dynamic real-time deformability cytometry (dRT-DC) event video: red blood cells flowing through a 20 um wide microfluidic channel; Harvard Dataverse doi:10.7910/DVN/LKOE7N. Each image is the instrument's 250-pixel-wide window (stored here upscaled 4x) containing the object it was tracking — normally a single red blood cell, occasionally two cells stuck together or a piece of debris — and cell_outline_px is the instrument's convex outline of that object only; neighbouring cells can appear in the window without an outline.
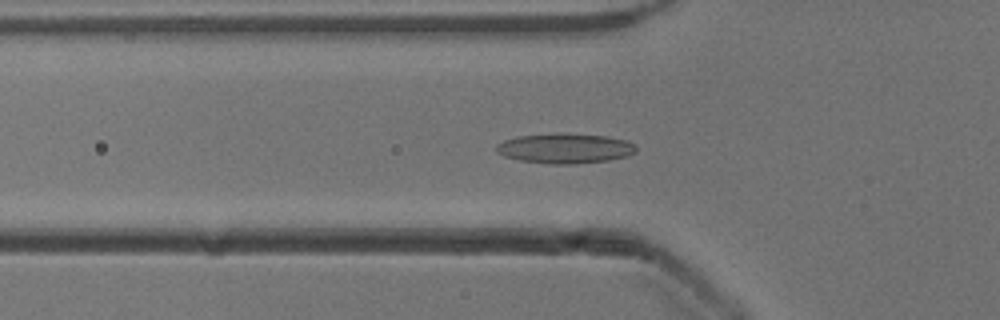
{"species": "common noctule bat (a hibernating species)", "species_latin": "Nyctalus noctula", "temperature_condition": "cold", "stored_images_in_passage": 38, "camera_frame_rate_fps": 3000, "um_per_image_px": 0.085, "animal": {"sex": "male", "body_mass_g": 13.3}, "frame": {"image": 1, "passage_image": 11, "time_ms": 3.333, "image_size_px": [1000, 320], "cell_outline_px": [[636, 152], [628, 156], [608, 160], [576, 164], [548, 164], [520, 160], [504, 156], [496, 152], [496, 144], [504, 140], [516, 136], [604, 136], [628, 140], [636, 144]], "centroid_in_image_um": [48.05, 12.66], "position_along_channel_um": 77.7, "area_um2": 23.52}}
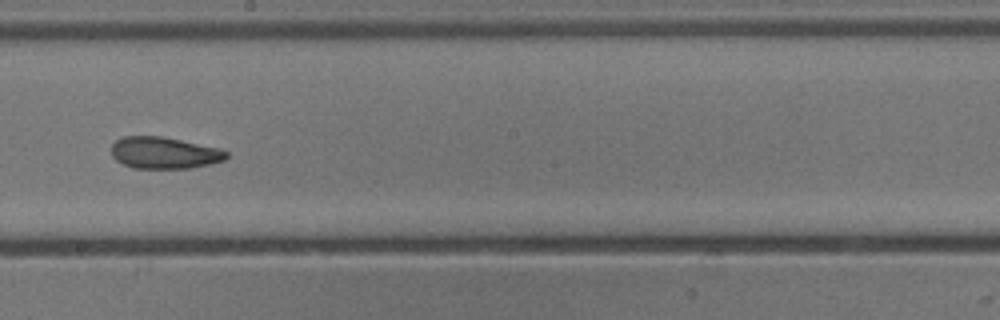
{"frame": {"image": 2, "passage_image": 23, "time_ms": 7.333, "image_size_px": [1000, 320], "cell_outline_px": [[228, 156], [224, 160], [192, 168], [132, 168], [116, 160], [112, 156], [112, 144], [116, 140], [124, 136], [160, 136], [220, 148], [228, 152]], "centroid_in_image_um": [13.95, 12.99], "position_along_channel_um": 234.2, "area_um2": 21.15}}
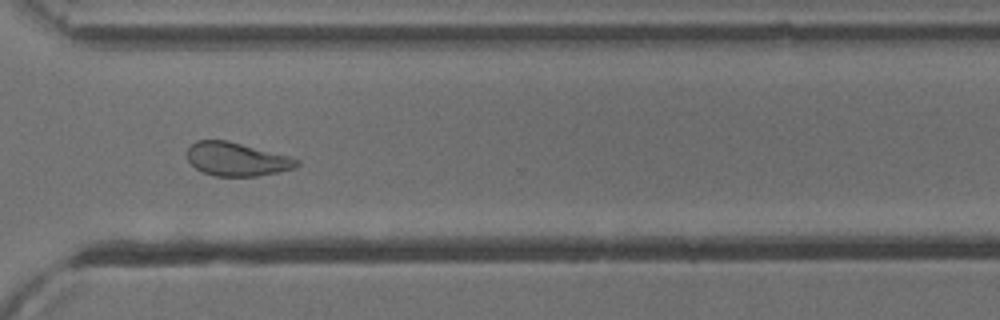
{"frame": {"image": 3, "passage_image": 32, "time_ms": 10.333, "image_size_px": [1000, 320], "cell_outline_px": [[300, 164], [296, 168], [256, 176], [216, 176], [204, 172], [196, 168], [188, 160], [188, 148], [196, 140], [228, 140], [288, 156], [300, 160]], "centroid_in_image_um": [20.13, 13.53], "position_along_channel_um": 350.5, "area_um2": 21.21}, "authors_computed_cell_mechanics": {"area_um2": 21.5883, "velocity_mm_per_s": 3.8858, "shape_relaxation_time_tau1_ms": 9.6001, "shape_relaxation_time_tau2_ms": 3.5964, "deformation_change_tau1": 0.2254, "deformation_change_tau2": 0.0996}}